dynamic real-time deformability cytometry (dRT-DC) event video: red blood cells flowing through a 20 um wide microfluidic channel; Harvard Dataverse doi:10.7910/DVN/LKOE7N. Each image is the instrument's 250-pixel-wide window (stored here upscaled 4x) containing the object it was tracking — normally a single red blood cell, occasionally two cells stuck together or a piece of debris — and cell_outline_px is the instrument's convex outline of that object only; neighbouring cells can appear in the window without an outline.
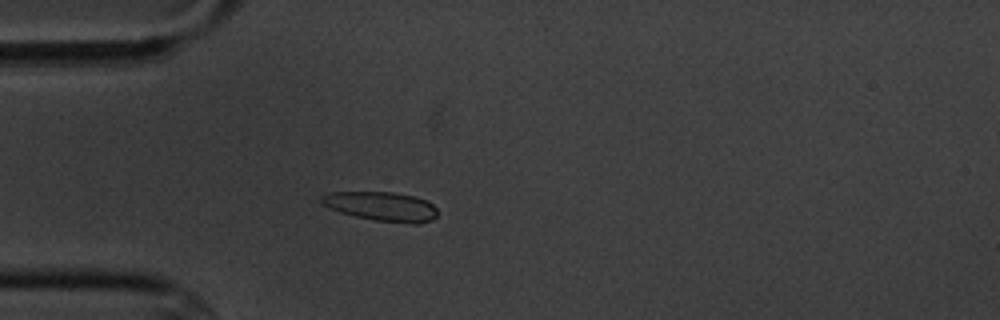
{"species": "common noctule bat (a hibernating species)", "species_latin": "Nyctalus noctula", "temperature_condition": "cold", "stored_images_in_passage": 1, "camera_frame_rate_fps": 3000, "um_per_image_px": 0.085, "animal": {"sex": "male", "body_mass_g": 20.1, "forearm_length_mm": 53.5}, "frame": {"image": 1, "passage_image": 1, "time_ms": 0.0, "image_size_px": [1000, 320], "cell_outline_px": [[436, 216], [432, 220], [420, 224], [412, 224], [376, 220], [356, 216], [340, 212], [320, 204], [320, 196], [332, 192], [392, 192], [416, 196], [428, 200], [436, 208]], "centroid_in_image_um": [32.45, 17.54], "position_along_channel_um": 52.6, "area_um2": 19.88}}